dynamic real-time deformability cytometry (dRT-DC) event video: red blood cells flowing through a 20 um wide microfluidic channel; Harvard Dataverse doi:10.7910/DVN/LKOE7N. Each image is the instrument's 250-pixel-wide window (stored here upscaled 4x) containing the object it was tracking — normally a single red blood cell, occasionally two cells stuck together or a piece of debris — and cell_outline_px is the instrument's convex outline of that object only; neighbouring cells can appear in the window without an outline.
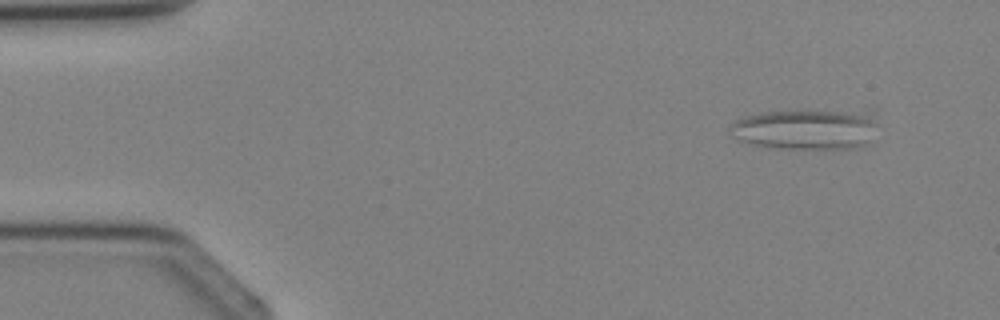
{"species": "Egyptian fruit bat (a non-hibernating species)", "species_latin": "Rousettus aegyptiacus", "temperature_condition": "cold", "stored_images_in_passage": 3, "camera_frame_rate_fps": 3000, "um_per_image_px": 0.085, "animal": {"sex": "female"}, "frame": {"image": 1, "passage_image": 1, "time_ms": 0.0, "image_size_px": [1000, 320], "cell_outline_px": [[876, 124], [868, 144], [856, 148], [776, 148], [756, 144], [740, 140], [732, 136], [728, 132], [728, 128], [736, 120], [744, 116], [760, 112], [868, 108], [876, 108]], "centroid_in_image_um": [68.63, 10.92], "position_along_channel_um": 16.4, "area_um2": 36.07}}